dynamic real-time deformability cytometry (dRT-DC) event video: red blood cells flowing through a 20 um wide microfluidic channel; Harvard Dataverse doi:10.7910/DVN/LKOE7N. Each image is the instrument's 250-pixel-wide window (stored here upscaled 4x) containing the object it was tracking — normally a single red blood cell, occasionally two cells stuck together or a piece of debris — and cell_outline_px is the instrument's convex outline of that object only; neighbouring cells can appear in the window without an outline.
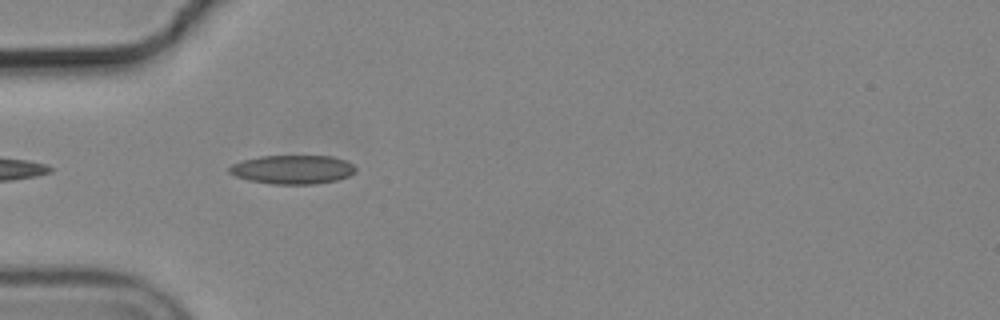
{"species": "common noctule bat (a hibernating species)", "species_latin": "Nyctalus noctula", "temperature_condition": "cold", "stored_images_in_passage": 25, "camera_frame_rate_fps": 3000, "um_per_image_px": 0.085, "animal": {"sex": "male", "body_mass_g": 19.2, "forearm_length_mm": 51.8}, "frame": {"image": 1, "passage_image": 1, "time_ms": 0.0, "image_size_px": [1000, 320], "cell_outline_px": [[356, 172], [348, 176], [336, 180], [316, 184], [272, 184], [248, 180], [236, 176], [228, 172], [228, 168], [232, 164], [240, 160], [260, 156], [332, 156], [344, 160], [352, 164], [356, 168]], "centroid_in_image_um": [24.85, 14.41], "position_along_channel_um": 60.2, "area_um2": 21.33}}